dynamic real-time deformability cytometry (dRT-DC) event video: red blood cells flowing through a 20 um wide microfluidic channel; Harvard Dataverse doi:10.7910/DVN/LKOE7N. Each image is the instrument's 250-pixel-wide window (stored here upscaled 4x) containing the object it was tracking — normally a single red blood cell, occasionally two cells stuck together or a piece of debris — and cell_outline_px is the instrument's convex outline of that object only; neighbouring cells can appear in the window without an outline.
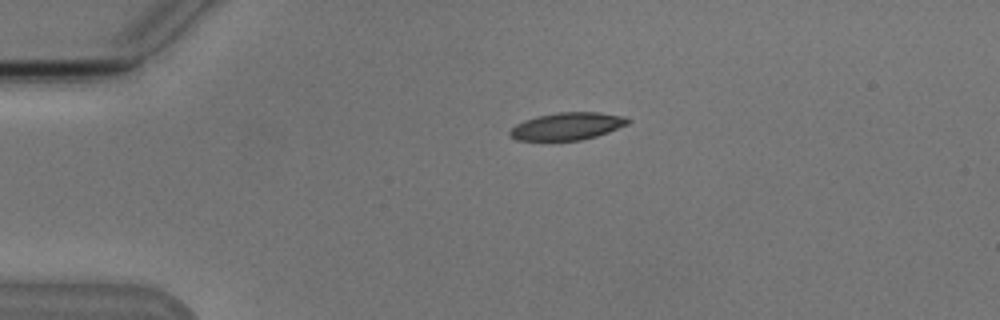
{"species": "Egyptian fruit bat (a non-hibernating species)", "species_latin": "Rousettus aegyptiacus", "temperature_condition": "cold", "stored_images_in_passage": 3, "segment_of_instrument_passage": [1, 2], "camera_frame_rate_fps": 3000, "um_per_image_px": 0.085, "animal": {"sex": "male"}, "frame": {"image": 1, "passage_image": 1, "time_ms": 0.0, "image_size_px": [1000, 320], "cell_outline_px": [[632, 120], [628, 124], [608, 132], [596, 136], [580, 140], [516, 140], [508, 136], [508, 132], [516, 124], [524, 120], [536, 116], [560, 112], [596, 112], [624, 116]], "centroid_in_image_um": [48.2, 10.73], "position_along_channel_um": 36.8, "area_um2": 18.84}}